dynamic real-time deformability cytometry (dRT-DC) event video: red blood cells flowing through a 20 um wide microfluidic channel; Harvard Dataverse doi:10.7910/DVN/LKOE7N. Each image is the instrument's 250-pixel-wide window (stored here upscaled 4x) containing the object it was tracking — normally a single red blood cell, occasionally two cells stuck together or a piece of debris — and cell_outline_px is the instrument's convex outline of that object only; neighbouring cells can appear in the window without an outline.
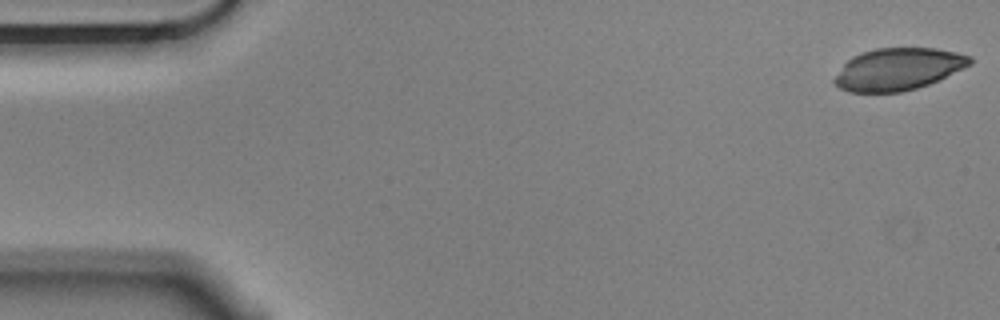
{"species": "Egyptian fruit bat (a non-hibernating species)", "species_latin": "Rousettus aegyptiacus", "temperature_condition": "cold", "stored_images_in_passage": 13, "camera_frame_rate_fps": 3000, "um_per_image_px": 0.085, "animal": {"sex": "male"}, "frame": {"image": 1, "passage_image": 1, "time_ms": 0.0, "image_size_px": [1000, 320], "cell_outline_px": [[972, 64], [964, 68], [928, 84], [916, 88], [900, 92], [848, 92], [840, 88], [832, 80], [844, 64], [852, 56], [876, 48], [936, 48], [956, 52], [972, 56]], "centroid_in_image_um": [76.35, 5.87], "position_along_channel_um": 8.7, "area_um2": 33.06}}